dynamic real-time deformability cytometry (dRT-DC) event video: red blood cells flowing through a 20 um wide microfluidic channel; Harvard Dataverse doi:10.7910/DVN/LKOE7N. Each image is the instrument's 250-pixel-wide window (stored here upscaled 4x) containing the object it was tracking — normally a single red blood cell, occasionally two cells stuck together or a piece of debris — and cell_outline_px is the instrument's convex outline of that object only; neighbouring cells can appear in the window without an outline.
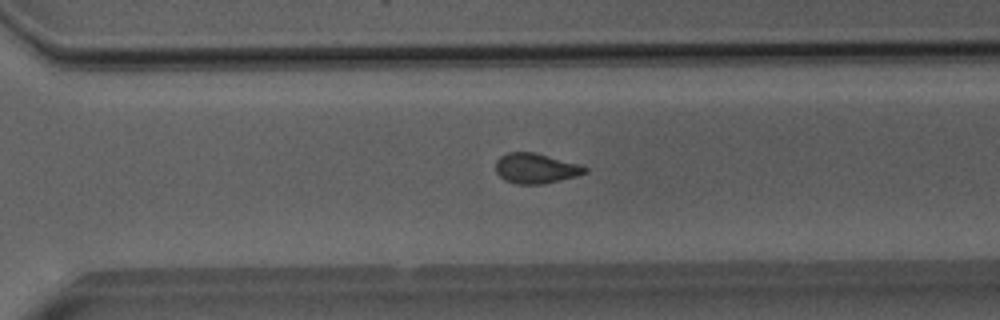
{"species": "Egyptian fruit bat (a non-hibernating species)", "species_latin": "Rousettus aegyptiacus", "temperature_condition": "room temperature", "stored_images_in_passage": 31, "camera_frame_rate_fps": 3000, "um_per_image_px": 0.085, "animal": {"sex": "male"}, "frame": {"image": 1, "passage_image": 23, "time_ms": 7.333, "image_size_px": [1000, 320], "cell_outline_px": [[588, 172], [576, 176], [544, 184], [516, 184], [504, 180], [496, 172], [496, 160], [500, 156], [508, 152], [536, 152], [576, 164], [588, 168]], "centroid_in_image_um": [45.51, 14.31], "position_along_channel_um": 325.1, "area_um2": 15.61}}
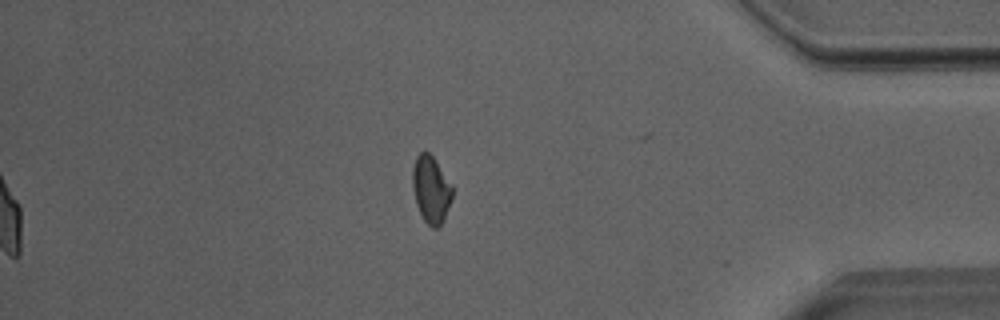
{"frame": {"image": 2, "passage_image": 31, "time_ms": 10.0, "image_size_px": [1000, 320], "cell_outline_px": [[452, 200], [444, 220], [436, 228], [432, 228], [424, 220], [416, 204], [412, 188], [412, 168], [416, 156], [420, 152], [428, 152], [436, 160], [452, 184]], "centroid_in_image_um": [36.64, 16.09], "position_along_channel_um": 398.6, "area_um2": 15.72}, "authors_computed_cell_mechanics": {"area_um2": 15.7216, "velocity_mm_per_s": 4.0094, "shape_relaxation_time_tau1_ms": null, "shape_relaxation_time_tau2_ms": 1.9373, "deformation_change_tau1": null, "deformation_change_tau2": 0.0525}}